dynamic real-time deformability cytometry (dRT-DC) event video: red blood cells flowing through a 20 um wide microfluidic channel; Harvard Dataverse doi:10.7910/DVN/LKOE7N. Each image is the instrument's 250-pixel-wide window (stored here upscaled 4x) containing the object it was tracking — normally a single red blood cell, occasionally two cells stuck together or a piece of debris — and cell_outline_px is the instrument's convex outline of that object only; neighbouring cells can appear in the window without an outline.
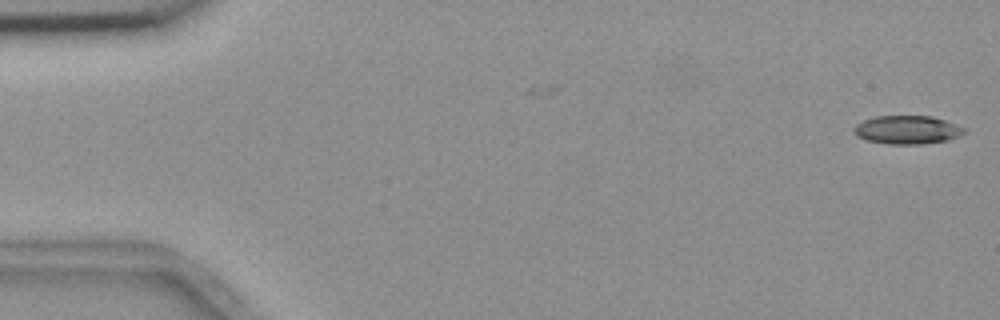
{"species": "common noctule bat (a hibernating species)", "species_latin": "Nyctalus noctula", "temperature_condition": "room temperature", "stored_images_in_passage": 2, "camera_frame_rate_fps": 3000, "um_per_image_px": 0.085, "animal": {"sex": "female", "body_mass_g": 18.4}, "frame": {"image": 1, "passage_image": 2, "time_ms": 1.333, "image_size_px": [1000, 320], "cell_outline_px": [[968, 132], [948, 140], [920, 144], [888, 144], [868, 140], [856, 136], [852, 128], [856, 124], [864, 120], [876, 116], [932, 116], [968, 128]], "centroid_in_image_um": [77.14, 11.03], "position_along_channel_um": 7.9, "area_um2": 18.38}}